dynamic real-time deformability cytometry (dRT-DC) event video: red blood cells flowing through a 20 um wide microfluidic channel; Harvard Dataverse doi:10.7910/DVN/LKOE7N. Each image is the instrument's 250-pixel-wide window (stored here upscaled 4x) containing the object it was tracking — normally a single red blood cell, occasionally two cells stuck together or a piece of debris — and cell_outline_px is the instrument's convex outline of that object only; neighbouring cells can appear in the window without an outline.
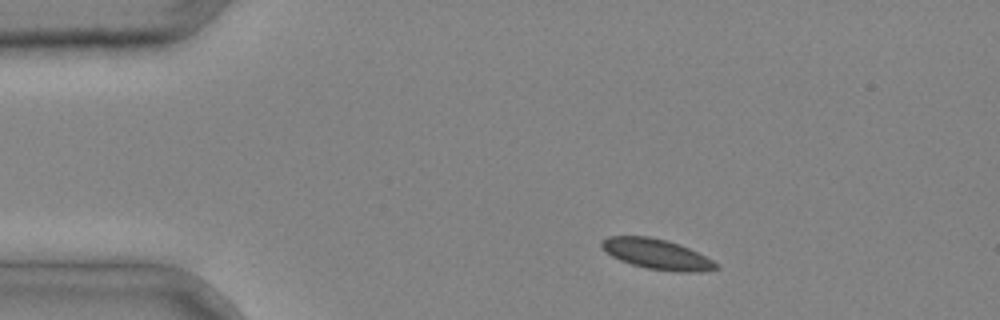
{"species": "common noctule bat (a hibernating species)", "species_latin": "Nyctalus noctula", "temperature_condition": "cold", "stored_images_in_passage": 2, "camera_frame_rate_fps": 3000, "um_per_image_px": 0.085, "animal": {"sex": "male", "body_mass_g": 20.4}, "frame": {"image": 1, "passage_image": 1, "time_ms": 0.0, "image_size_px": [1000, 320], "cell_outline_px": [[720, 268], [700, 272], [676, 272], [648, 268], [632, 264], [620, 260], [612, 256], [600, 248], [600, 240], [608, 236], [648, 236], [668, 240], [680, 244], [720, 264]], "centroid_in_image_um": [55.81, 21.59], "position_along_channel_um": 29.2, "area_um2": 20.29}}